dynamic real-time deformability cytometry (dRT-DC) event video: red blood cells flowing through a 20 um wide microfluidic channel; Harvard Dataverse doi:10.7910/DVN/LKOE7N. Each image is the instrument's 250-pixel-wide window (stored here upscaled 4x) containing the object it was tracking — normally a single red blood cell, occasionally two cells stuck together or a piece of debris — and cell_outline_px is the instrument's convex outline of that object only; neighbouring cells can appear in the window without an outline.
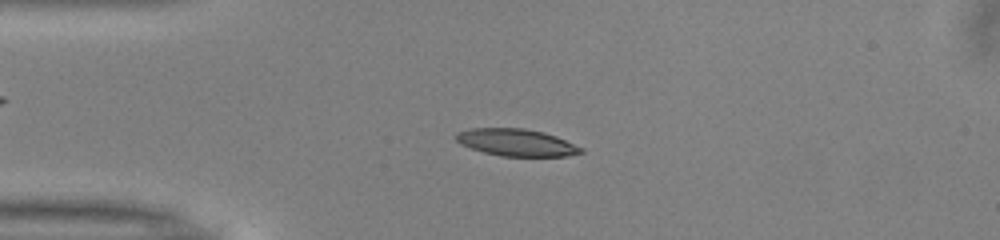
{"species": "common noctule bat (a hibernating species)", "species_latin": "Nyctalus noctula", "temperature_condition": "warm", "stored_images_in_passage": 49, "camera_frame_rate_fps": 3000, "um_per_image_px": 0.085, "animal": {"sex": "male", "body_mass_g": 13.0, "forearm_length_mm": 53.1}, "frame": {"image": 1, "passage_image": 11, "time_ms": 3.333, "image_size_px": [1000, 240], "cell_outline_px": [[584, 152], [568, 156], [500, 156], [484, 152], [460, 144], [456, 140], [456, 136], [460, 132], [472, 128], [524, 128], [544, 132], [556, 136], [584, 148]], "centroid_in_image_um": [43.94, 12.11], "position_along_channel_um": 41.1, "area_um2": 19.65}}
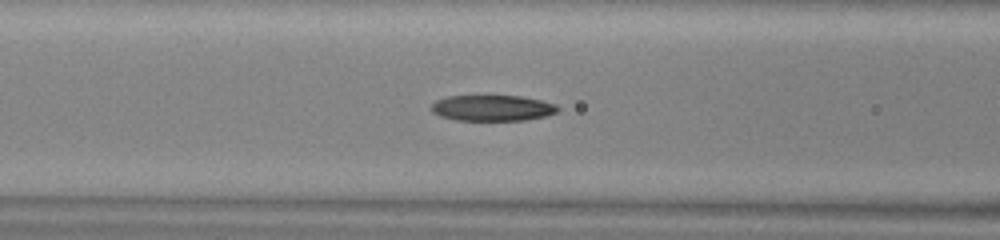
{"frame": {"image": 2, "passage_image": 19, "time_ms": 6.0, "image_size_px": [1000, 240], "cell_outline_px": [[560, 108], [556, 112], [544, 116], [524, 120], [456, 120], [440, 116], [432, 112], [432, 104], [436, 100], [448, 96], [520, 96], [540, 100], [556, 104]], "centroid_in_image_um": [41.84, 9.18], "position_along_channel_um": 124.8, "area_um2": 18.9}}
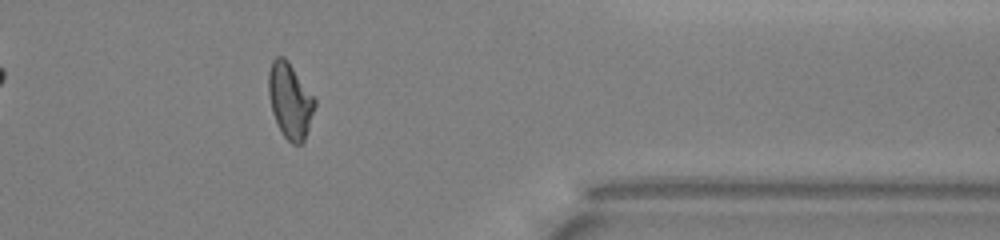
{"frame": {"image": 3, "passage_image": 40, "time_ms": 13.0, "image_size_px": [1000, 240], "cell_outline_px": [[316, 104], [304, 144], [292, 144], [284, 136], [272, 112], [268, 92], [268, 72], [272, 60], [276, 56], [284, 56], [288, 60], [316, 100]], "centroid_in_image_um": [24.65, 8.55], "position_along_channel_um": 386.7, "area_um2": 20.35}, "authors_computed_cell_mechanics": {"area_um2": 20.1722, "velocity_mm_per_s": 4.0347, "shape_relaxation_time_tau1_ms": 4.3568, "shape_relaxation_time_tau2_ms": 5.0371, "deformation_change_tau1": 0.1862, "deformation_change_tau2": 0.1341}}